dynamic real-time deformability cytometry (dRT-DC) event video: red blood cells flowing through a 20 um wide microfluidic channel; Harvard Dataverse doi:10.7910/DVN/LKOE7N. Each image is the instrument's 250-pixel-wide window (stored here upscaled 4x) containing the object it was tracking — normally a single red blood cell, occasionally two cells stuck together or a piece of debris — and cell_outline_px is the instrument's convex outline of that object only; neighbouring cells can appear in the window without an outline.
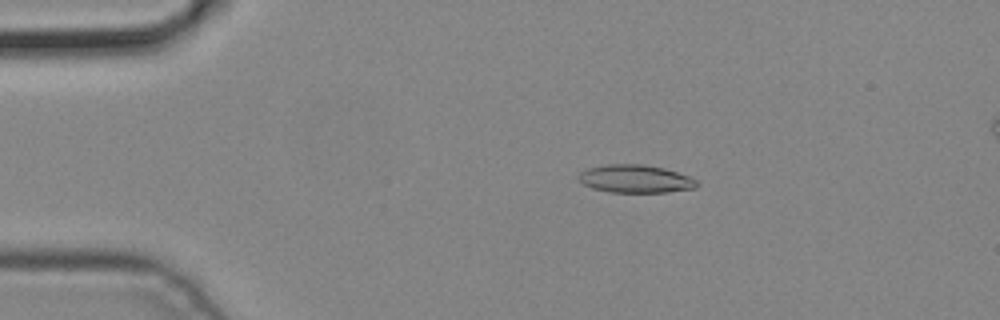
{"species": "common noctule bat (a hibernating species)", "species_latin": "Nyctalus noctula", "temperature_condition": "cold", "stored_images_in_passage": 4, "camera_frame_rate_fps": 3000, "um_per_image_px": 0.085, "animal": {"sex": "male", "body_mass_g": 19.2, "forearm_length_mm": 51.8}, "frame": {"image": 1, "passage_image": 2, "time_ms": 0.333, "image_size_px": [1000, 320], "cell_outline_px": [[700, 184], [696, 188], [668, 192], [612, 192], [592, 188], [584, 184], [576, 176], [580, 172], [588, 168], [604, 164], [644, 164], [664, 168], [688, 176], [696, 180]], "centroid_in_image_um": [54.01, 15.19], "position_along_channel_um": 31.0, "area_um2": 19.31}}